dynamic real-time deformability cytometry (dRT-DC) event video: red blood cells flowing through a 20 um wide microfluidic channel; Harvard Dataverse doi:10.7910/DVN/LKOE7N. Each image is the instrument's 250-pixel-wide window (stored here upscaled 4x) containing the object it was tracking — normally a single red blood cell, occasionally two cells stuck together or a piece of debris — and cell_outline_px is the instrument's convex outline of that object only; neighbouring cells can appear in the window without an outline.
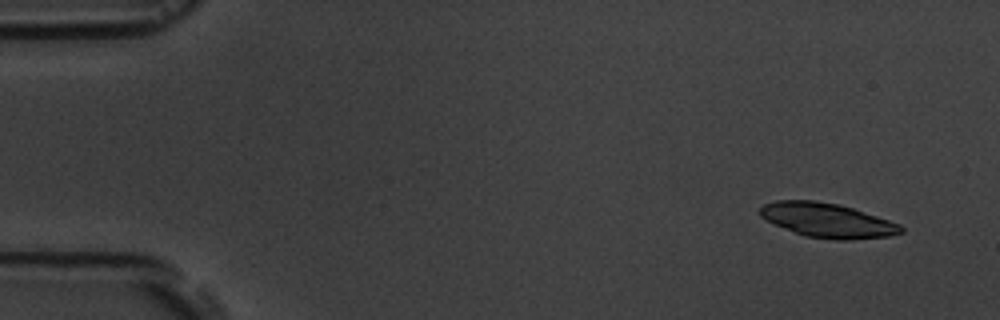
{"species": "common noctule bat (a hibernating species)", "species_latin": "Nyctalus noctula", "temperature_condition": "room temperature", "stored_images_in_passage": 4, "camera_frame_rate_fps": 3000, "um_per_image_px": 0.085, "animal": {"sex": "male", "body_mass_g": 19.5, "forearm_length_mm": 54.6}, "frame": {"image": 1, "passage_image": 1, "time_ms": 0.0, "image_size_px": [1000, 320], "cell_outline_px": [[904, 232], [888, 236], [848, 240], [836, 240], [804, 236], [776, 224], [760, 216], [760, 208], [764, 204], [776, 200], [816, 200], [836, 204], [852, 208], [900, 224], [904, 228]], "centroid_in_image_um": [70.34, 18.73], "position_along_channel_um": 14.7, "area_um2": 27.92}}